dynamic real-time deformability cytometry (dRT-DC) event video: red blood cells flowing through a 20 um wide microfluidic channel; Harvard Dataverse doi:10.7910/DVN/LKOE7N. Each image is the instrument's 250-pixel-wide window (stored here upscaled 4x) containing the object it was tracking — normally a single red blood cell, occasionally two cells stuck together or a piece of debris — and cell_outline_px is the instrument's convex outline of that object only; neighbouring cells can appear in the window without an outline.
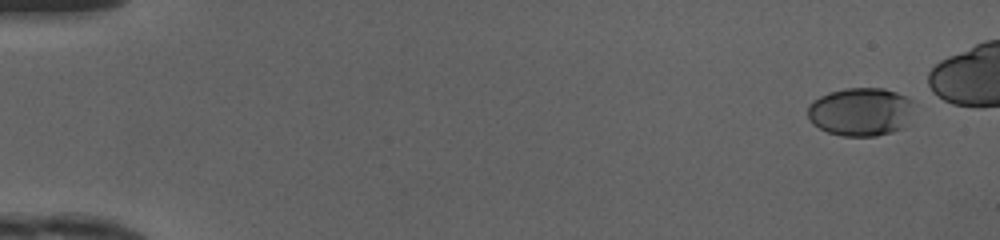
{"species": "human", "species_latin": "Homo sapiens", "temperature_condition": "cold", "stored_images_in_passage": 43, "camera_frame_rate_fps": 3000, "um_per_image_px": 0.085, "donor": {"sex": "female"}, "frame": {"image": 1, "passage_image": 1, "time_ms": 0.0, "image_size_px": [1000, 240], "cell_outline_px": [[912, 100], [904, 128], [892, 132], [876, 136], [844, 136], [828, 132], [812, 124], [808, 116], [808, 104], [812, 100], [828, 92], [844, 88], [884, 88], [896, 92]], "centroid_in_image_um": [73.09, 9.49], "position_along_channel_um": 11.9, "area_um2": 29.77}}
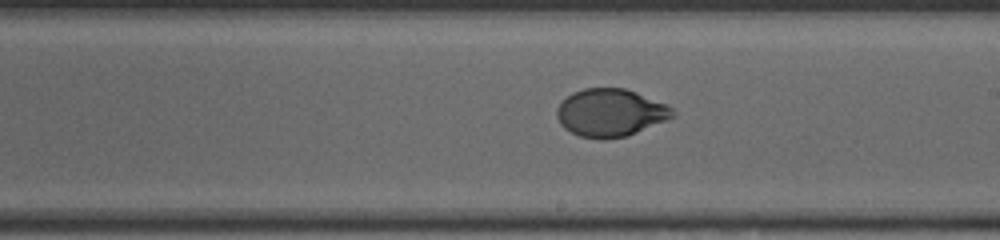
{"frame": {"image": 2, "passage_image": 28, "time_ms": 9.0, "image_size_px": [1000, 240], "cell_outline_px": [[676, 116], [628, 136], [604, 140], [600, 140], [580, 136], [564, 128], [560, 124], [556, 116], [556, 108], [572, 92], [584, 88], [624, 88], [636, 92], [668, 104], [676, 112]], "centroid_in_image_um": [51.9, 9.59], "position_along_channel_um": 237.1, "area_um2": 32.48}}
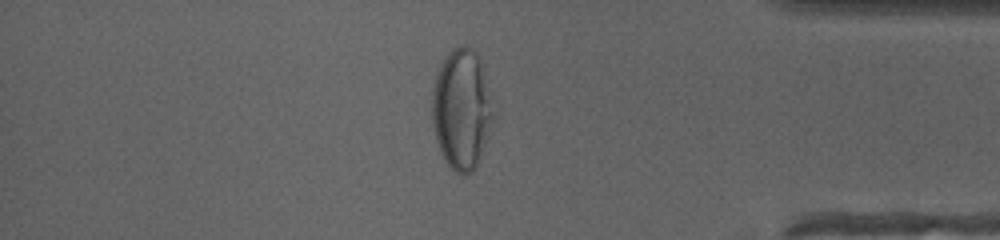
{"frame": {"image": 3, "passage_image": 41, "time_ms": 13.333, "image_size_px": [1000, 240], "cell_outline_px": [[492, 124], [476, 168], [472, 172], [464, 176], [456, 172], [444, 160], [436, 140], [432, 120], [432, 88], [436, 76], [448, 52], [456, 44], [464, 44], [472, 48], [476, 52], [480, 64], [492, 116]], "centroid_in_image_um": [39.18, 9.32], "position_along_channel_um": 396.0, "area_um2": 41.91}, "authors_computed_cell_mechanics": {"area_um2": 32.0212, "velocity_mm_per_s": 4.192, "shape_relaxation_time_tau1_ms": 4.5317, "shape_relaxation_time_tau2_ms": null, "deformation_change_tau1": 0.1951, "deformation_change_tau2": null}}